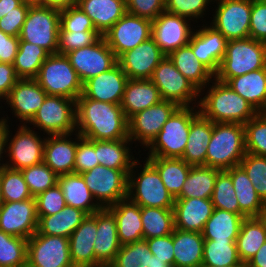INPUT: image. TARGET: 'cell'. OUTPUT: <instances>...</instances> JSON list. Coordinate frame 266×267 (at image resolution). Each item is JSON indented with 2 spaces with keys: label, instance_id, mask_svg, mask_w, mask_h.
<instances>
[{
  "label": "cell",
  "instance_id": "1",
  "mask_svg": "<svg viewBox=\"0 0 266 267\" xmlns=\"http://www.w3.org/2000/svg\"><path fill=\"white\" fill-rule=\"evenodd\" d=\"M76 132L88 140L129 139L128 119L120 104L81 94L76 100Z\"/></svg>",
  "mask_w": 266,
  "mask_h": 267
},
{
  "label": "cell",
  "instance_id": "2",
  "mask_svg": "<svg viewBox=\"0 0 266 267\" xmlns=\"http://www.w3.org/2000/svg\"><path fill=\"white\" fill-rule=\"evenodd\" d=\"M211 83L212 85L208 84L205 87L208 88L205 96L199 98L198 108L205 118L213 123L229 122L244 125L258 113L227 83L218 81L216 78H213Z\"/></svg>",
  "mask_w": 266,
  "mask_h": 267
},
{
  "label": "cell",
  "instance_id": "3",
  "mask_svg": "<svg viewBox=\"0 0 266 267\" xmlns=\"http://www.w3.org/2000/svg\"><path fill=\"white\" fill-rule=\"evenodd\" d=\"M246 154L245 130L240 123H213L206 166L222 170L239 166Z\"/></svg>",
  "mask_w": 266,
  "mask_h": 267
},
{
  "label": "cell",
  "instance_id": "4",
  "mask_svg": "<svg viewBox=\"0 0 266 267\" xmlns=\"http://www.w3.org/2000/svg\"><path fill=\"white\" fill-rule=\"evenodd\" d=\"M144 162L142 167L136 157L132 165L128 174V198L140 207L173 208L175 198L166 189L157 169L147 159Z\"/></svg>",
  "mask_w": 266,
  "mask_h": 267
},
{
  "label": "cell",
  "instance_id": "5",
  "mask_svg": "<svg viewBox=\"0 0 266 267\" xmlns=\"http://www.w3.org/2000/svg\"><path fill=\"white\" fill-rule=\"evenodd\" d=\"M266 68V45L252 38L228 40L226 53L215 78L227 83L231 78Z\"/></svg>",
  "mask_w": 266,
  "mask_h": 267
},
{
  "label": "cell",
  "instance_id": "6",
  "mask_svg": "<svg viewBox=\"0 0 266 267\" xmlns=\"http://www.w3.org/2000/svg\"><path fill=\"white\" fill-rule=\"evenodd\" d=\"M199 113L198 106L178 107L146 147V150L149 149L147 156L181 158L188 141L191 121Z\"/></svg>",
  "mask_w": 266,
  "mask_h": 267
},
{
  "label": "cell",
  "instance_id": "7",
  "mask_svg": "<svg viewBox=\"0 0 266 267\" xmlns=\"http://www.w3.org/2000/svg\"><path fill=\"white\" fill-rule=\"evenodd\" d=\"M34 79L47 95L77 100L83 92V84L66 55L50 54Z\"/></svg>",
  "mask_w": 266,
  "mask_h": 267
},
{
  "label": "cell",
  "instance_id": "8",
  "mask_svg": "<svg viewBox=\"0 0 266 267\" xmlns=\"http://www.w3.org/2000/svg\"><path fill=\"white\" fill-rule=\"evenodd\" d=\"M60 30V9L30 5L19 39L36 44L49 54H57Z\"/></svg>",
  "mask_w": 266,
  "mask_h": 267
},
{
  "label": "cell",
  "instance_id": "9",
  "mask_svg": "<svg viewBox=\"0 0 266 267\" xmlns=\"http://www.w3.org/2000/svg\"><path fill=\"white\" fill-rule=\"evenodd\" d=\"M28 125L47 135H65L76 132V100L47 95Z\"/></svg>",
  "mask_w": 266,
  "mask_h": 267
},
{
  "label": "cell",
  "instance_id": "10",
  "mask_svg": "<svg viewBox=\"0 0 266 267\" xmlns=\"http://www.w3.org/2000/svg\"><path fill=\"white\" fill-rule=\"evenodd\" d=\"M150 80L158 88L163 100L172 101L179 107H190V104L191 107L198 106V99L204 94L176 69L168 56L155 68Z\"/></svg>",
  "mask_w": 266,
  "mask_h": 267
},
{
  "label": "cell",
  "instance_id": "11",
  "mask_svg": "<svg viewBox=\"0 0 266 267\" xmlns=\"http://www.w3.org/2000/svg\"><path fill=\"white\" fill-rule=\"evenodd\" d=\"M129 172L98 165L81 173V176L97 203L102 208H108L128 197Z\"/></svg>",
  "mask_w": 266,
  "mask_h": 267
},
{
  "label": "cell",
  "instance_id": "12",
  "mask_svg": "<svg viewBox=\"0 0 266 267\" xmlns=\"http://www.w3.org/2000/svg\"><path fill=\"white\" fill-rule=\"evenodd\" d=\"M9 127L11 126L7 124V156L4 157H8L7 160L9 161L6 160V166L11 169L22 170L43 162L46 137L43 138L38 135L37 131H34L27 124L18 126L15 135L12 136Z\"/></svg>",
  "mask_w": 266,
  "mask_h": 267
},
{
  "label": "cell",
  "instance_id": "13",
  "mask_svg": "<svg viewBox=\"0 0 266 267\" xmlns=\"http://www.w3.org/2000/svg\"><path fill=\"white\" fill-rule=\"evenodd\" d=\"M217 8L211 23L227 40L249 37L252 0H213Z\"/></svg>",
  "mask_w": 266,
  "mask_h": 267
},
{
  "label": "cell",
  "instance_id": "14",
  "mask_svg": "<svg viewBox=\"0 0 266 267\" xmlns=\"http://www.w3.org/2000/svg\"><path fill=\"white\" fill-rule=\"evenodd\" d=\"M152 20L125 13L102 36L118 59L126 51L148 40L152 34Z\"/></svg>",
  "mask_w": 266,
  "mask_h": 267
},
{
  "label": "cell",
  "instance_id": "15",
  "mask_svg": "<svg viewBox=\"0 0 266 267\" xmlns=\"http://www.w3.org/2000/svg\"><path fill=\"white\" fill-rule=\"evenodd\" d=\"M27 263L32 267H74L69 238L43 235L36 231L28 239Z\"/></svg>",
  "mask_w": 266,
  "mask_h": 267
},
{
  "label": "cell",
  "instance_id": "16",
  "mask_svg": "<svg viewBox=\"0 0 266 267\" xmlns=\"http://www.w3.org/2000/svg\"><path fill=\"white\" fill-rule=\"evenodd\" d=\"M66 57L82 84L118 63L114 51L107 45L103 36L92 45L70 51Z\"/></svg>",
  "mask_w": 266,
  "mask_h": 267
},
{
  "label": "cell",
  "instance_id": "17",
  "mask_svg": "<svg viewBox=\"0 0 266 267\" xmlns=\"http://www.w3.org/2000/svg\"><path fill=\"white\" fill-rule=\"evenodd\" d=\"M179 106L172 102L162 100L160 103L150 106L136 113L128 119V134L132 143L139 142L146 147L162 130L163 125Z\"/></svg>",
  "mask_w": 266,
  "mask_h": 267
},
{
  "label": "cell",
  "instance_id": "18",
  "mask_svg": "<svg viewBox=\"0 0 266 267\" xmlns=\"http://www.w3.org/2000/svg\"><path fill=\"white\" fill-rule=\"evenodd\" d=\"M191 22L186 17L165 10L152 20L151 37L168 56L171 52L189 44L195 30Z\"/></svg>",
  "mask_w": 266,
  "mask_h": 267
},
{
  "label": "cell",
  "instance_id": "19",
  "mask_svg": "<svg viewBox=\"0 0 266 267\" xmlns=\"http://www.w3.org/2000/svg\"><path fill=\"white\" fill-rule=\"evenodd\" d=\"M38 226L35 198L25 201L3 202L0 208V230L29 239Z\"/></svg>",
  "mask_w": 266,
  "mask_h": 267
},
{
  "label": "cell",
  "instance_id": "20",
  "mask_svg": "<svg viewBox=\"0 0 266 267\" xmlns=\"http://www.w3.org/2000/svg\"><path fill=\"white\" fill-rule=\"evenodd\" d=\"M165 56L158 44L150 37L134 49L123 53L117 62L128 79H150Z\"/></svg>",
  "mask_w": 266,
  "mask_h": 267
},
{
  "label": "cell",
  "instance_id": "21",
  "mask_svg": "<svg viewBox=\"0 0 266 267\" xmlns=\"http://www.w3.org/2000/svg\"><path fill=\"white\" fill-rule=\"evenodd\" d=\"M227 41L221 32L203 23L200 29L194 30L188 45L197 60L215 75L225 56Z\"/></svg>",
  "mask_w": 266,
  "mask_h": 267
},
{
  "label": "cell",
  "instance_id": "22",
  "mask_svg": "<svg viewBox=\"0 0 266 267\" xmlns=\"http://www.w3.org/2000/svg\"><path fill=\"white\" fill-rule=\"evenodd\" d=\"M47 96L35 79H19L7 96L6 103L19 124H28Z\"/></svg>",
  "mask_w": 266,
  "mask_h": 267
},
{
  "label": "cell",
  "instance_id": "23",
  "mask_svg": "<svg viewBox=\"0 0 266 267\" xmlns=\"http://www.w3.org/2000/svg\"><path fill=\"white\" fill-rule=\"evenodd\" d=\"M128 77L117 63L83 84L82 94L89 99L112 104H120Z\"/></svg>",
  "mask_w": 266,
  "mask_h": 267
},
{
  "label": "cell",
  "instance_id": "24",
  "mask_svg": "<svg viewBox=\"0 0 266 267\" xmlns=\"http://www.w3.org/2000/svg\"><path fill=\"white\" fill-rule=\"evenodd\" d=\"M72 135H76L75 139L71 137ZM81 138L82 136L78 132L65 135H47L44 143L43 162L58 176L74 173L77 142Z\"/></svg>",
  "mask_w": 266,
  "mask_h": 267
},
{
  "label": "cell",
  "instance_id": "25",
  "mask_svg": "<svg viewBox=\"0 0 266 267\" xmlns=\"http://www.w3.org/2000/svg\"><path fill=\"white\" fill-rule=\"evenodd\" d=\"M213 209L211 199L175 198L174 227L182 231L202 233Z\"/></svg>",
  "mask_w": 266,
  "mask_h": 267
},
{
  "label": "cell",
  "instance_id": "26",
  "mask_svg": "<svg viewBox=\"0 0 266 267\" xmlns=\"http://www.w3.org/2000/svg\"><path fill=\"white\" fill-rule=\"evenodd\" d=\"M120 247L114 215L107 208H102L97 211V231L93 248L95 267L108 266Z\"/></svg>",
  "mask_w": 266,
  "mask_h": 267
},
{
  "label": "cell",
  "instance_id": "27",
  "mask_svg": "<svg viewBox=\"0 0 266 267\" xmlns=\"http://www.w3.org/2000/svg\"><path fill=\"white\" fill-rule=\"evenodd\" d=\"M97 212L87 215L69 237L70 256L74 267H95L94 241Z\"/></svg>",
  "mask_w": 266,
  "mask_h": 267
},
{
  "label": "cell",
  "instance_id": "28",
  "mask_svg": "<svg viewBox=\"0 0 266 267\" xmlns=\"http://www.w3.org/2000/svg\"><path fill=\"white\" fill-rule=\"evenodd\" d=\"M116 220L118 239L121 245L141 241L143 227L141 207L128 197L107 208Z\"/></svg>",
  "mask_w": 266,
  "mask_h": 267
},
{
  "label": "cell",
  "instance_id": "29",
  "mask_svg": "<svg viewBox=\"0 0 266 267\" xmlns=\"http://www.w3.org/2000/svg\"><path fill=\"white\" fill-rule=\"evenodd\" d=\"M158 88L150 79H128L120 106L127 119L162 101Z\"/></svg>",
  "mask_w": 266,
  "mask_h": 267
},
{
  "label": "cell",
  "instance_id": "30",
  "mask_svg": "<svg viewBox=\"0 0 266 267\" xmlns=\"http://www.w3.org/2000/svg\"><path fill=\"white\" fill-rule=\"evenodd\" d=\"M213 122L199 113L192 121L182 159L191 166H206L207 147Z\"/></svg>",
  "mask_w": 266,
  "mask_h": 267
},
{
  "label": "cell",
  "instance_id": "31",
  "mask_svg": "<svg viewBox=\"0 0 266 267\" xmlns=\"http://www.w3.org/2000/svg\"><path fill=\"white\" fill-rule=\"evenodd\" d=\"M77 6L91 18L101 35L127 12L126 0H77Z\"/></svg>",
  "mask_w": 266,
  "mask_h": 267
},
{
  "label": "cell",
  "instance_id": "32",
  "mask_svg": "<svg viewBox=\"0 0 266 267\" xmlns=\"http://www.w3.org/2000/svg\"><path fill=\"white\" fill-rule=\"evenodd\" d=\"M174 267H201L204 238L202 233L173 230Z\"/></svg>",
  "mask_w": 266,
  "mask_h": 267
},
{
  "label": "cell",
  "instance_id": "33",
  "mask_svg": "<svg viewBox=\"0 0 266 267\" xmlns=\"http://www.w3.org/2000/svg\"><path fill=\"white\" fill-rule=\"evenodd\" d=\"M58 185L62 189L66 205L80 209L87 215H92L102 209L88 189L81 174L60 175L58 176Z\"/></svg>",
  "mask_w": 266,
  "mask_h": 267
},
{
  "label": "cell",
  "instance_id": "34",
  "mask_svg": "<svg viewBox=\"0 0 266 267\" xmlns=\"http://www.w3.org/2000/svg\"><path fill=\"white\" fill-rule=\"evenodd\" d=\"M227 84L250 103L257 112L264 113L266 106V68L231 78Z\"/></svg>",
  "mask_w": 266,
  "mask_h": 267
},
{
  "label": "cell",
  "instance_id": "35",
  "mask_svg": "<svg viewBox=\"0 0 266 267\" xmlns=\"http://www.w3.org/2000/svg\"><path fill=\"white\" fill-rule=\"evenodd\" d=\"M168 57L191 83L202 93L205 87L215 78V75L201 62L193 53L192 48L187 44L171 52Z\"/></svg>",
  "mask_w": 266,
  "mask_h": 267
},
{
  "label": "cell",
  "instance_id": "36",
  "mask_svg": "<svg viewBox=\"0 0 266 267\" xmlns=\"http://www.w3.org/2000/svg\"><path fill=\"white\" fill-rule=\"evenodd\" d=\"M86 216L84 211L66 205L60 212L53 215L38 216L37 232L48 236L69 238Z\"/></svg>",
  "mask_w": 266,
  "mask_h": 267
},
{
  "label": "cell",
  "instance_id": "37",
  "mask_svg": "<svg viewBox=\"0 0 266 267\" xmlns=\"http://www.w3.org/2000/svg\"><path fill=\"white\" fill-rule=\"evenodd\" d=\"M226 171L230 174L240 210L247 217H261L266 204L255 191L246 172L240 166L229 168Z\"/></svg>",
  "mask_w": 266,
  "mask_h": 267
},
{
  "label": "cell",
  "instance_id": "38",
  "mask_svg": "<svg viewBox=\"0 0 266 267\" xmlns=\"http://www.w3.org/2000/svg\"><path fill=\"white\" fill-rule=\"evenodd\" d=\"M243 219L239 214L214 208L205 223L202 236L213 241H236Z\"/></svg>",
  "mask_w": 266,
  "mask_h": 267
},
{
  "label": "cell",
  "instance_id": "39",
  "mask_svg": "<svg viewBox=\"0 0 266 267\" xmlns=\"http://www.w3.org/2000/svg\"><path fill=\"white\" fill-rule=\"evenodd\" d=\"M266 242V222L262 217L243 219L236 239L238 256L246 264Z\"/></svg>",
  "mask_w": 266,
  "mask_h": 267
},
{
  "label": "cell",
  "instance_id": "40",
  "mask_svg": "<svg viewBox=\"0 0 266 267\" xmlns=\"http://www.w3.org/2000/svg\"><path fill=\"white\" fill-rule=\"evenodd\" d=\"M130 139L97 140V159L99 165L110 169L131 170L136 160L131 153Z\"/></svg>",
  "mask_w": 266,
  "mask_h": 267
},
{
  "label": "cell",
  "instance_id": "41",
  "mask_svg": "<svg viewBox=\"0 0 266 267\" xmlns=\"http://www.w3.org/2000/svg\"><path fill=\"white\" fill-rule=\"evenodd\" d=\"M158 171L166 189L176 198L190 172L191 165L182 158L146 157Z\"/></svg>",
  "mask_w": 266,
  "mask_h": 267
},
{
  "label": "cell",
  "instance_id": "42",
  "mask_svg": "<svg viewBox=\"0 0 266 267\" xmlns=\"http://www.w3.org/2000/svg\"><path fill=\"white\" fill-rule=\"evenodd\" d=\"M219 171L208 166H191L181 193L176 198L211 199Z\"/></svg>",
  "mask_w": 266,
  "mask_h": 267
},
{
  "label": "cell",
  "instance_id": "43",
  "mask_svg": "<svg viewBox=\"0 0 266 267\" xmlns=\"http://www.w3.org/2000/svg\"><path fill=\"white\" fill-rule=\"evenodd\" d=\"M141 222L144 240L170 235L175 228L173 208L141 207Z\"/></svg>",
  "mask_w": 266,
  "mask_h": 267
},
{
  "label": "cell",
  "instance_id": "44",
  "mask_svg": "<svg viewBox=\"0 0 266 267\" xmlns=\"http://www.w3.org/2000/svg\"><path fill=\"white\" fill-rule=\"evenodd\" d=\"M50 54L36 44L20 41L13 66L20 79H34Z\"/></svg>",
  "mask_w": 266,
  "mask_h": 267
},
{
  "label": "cell",
  "instance_id": "45",
  "mask_svg": "<svg viewBox=\"0 0 266 267\" xmlns=\"http://www.w3.org/2000/svg\"><path fill=\"white\" fill-rule=\"evenodd\" d=\"M202 266H246L238 256L236 241L204 239Z\"/></svg>",
  "mask_w": 266,
  "mask_h": 267
},
{
  "label": "cell",
  "instance_id": "46",
  "mask_svg": "<svg viewBox=\"0 0 266 267\" xmlns=\"http://www.w3.org/2000/svg\"><path fill=\"white\" fill-rule=\"evenodd\" d=\"M214 208L247 216L240 210L230 174L226 170L218 172L211 197Z\"/></svg>",
  "mask_w": 266,
  "mask_h": 267
},
{
  "label": "cell",
  "instance_id": "47",
  "mask_svg": "<svg viewBox=\"0 0 266 267\" xmlns=\"http://www.w3.org/2000/svg\"><path fill=\"white\" fill-rule=\"evenodd\" d=\"M0 186L3 202L25 201L35 198L24 181L21 170L7 166L0 169Z\"/></svg>",
  "mask_w": 266,
  "mask_h": 267
},
{
  "label": "cell",
  "instance_id": "48",
  "mask_svg": "<svg viewBox=\"0 0 266 267\" xmlns=\"http://www.w3.org/2000/svg\"><path fill=\"white\" fill-rule=\"evenodd\" d=\"M28 239L0 230V267H21L27 263Z\"/></svg>",
  "mask_w": 266,
  "mask_h": 267
},
{
  "label": "cell",
  "instance_id": "49",
  "mask_svg": "<svg viewBox=\"0 0 266 267\" xmlns=\"http://www.w3.org/2000/svg\"><path fill=\"white\" fill-rule=\"evenodd\" d=\"M153 254L146 240L121 245L109 267H148Z\"/></svg>",
  "mask_w": 266,
  "mask_h": 267
},
{
  "label": "cell",
  "instance_id": "50",
  "mask_svg": "<svg viewBox=\"0 0 266 267\" xmlns=\"http://www.w3.org/2000/svg\"><path fill=\"white\" fill-rule=\"evenodd\" d=\"M246 153L266 156V114L258 112L244 124Z\"/></svg>",
  "mask_w": 266,
  "mask_h": 267
},
{
  "label": "cell",
  "instance_id": "51",
  "mask_svg": "<svg viewBox=\"0 0 266 267\" xmlns=\"http://www.w3.org/2000/svg\"><path fill=\"white\" fill-rule=\"evenodd\" d=\"M21 173L33 197L58 183V175L44 162L24 168Z\"/></svg>",
  "mask_w": 266,
  "mask_h": 267
},
{
  "label": "cell",
  "instance_id": "52",
  "mask_svg": "<svg viewBox=\"0 0 266 267\" xmlns=\"http://www.w3.org/2000/svg\"><path fill=\"white\" fill-rule=\"evenodd\" d=\"M239 166L246 172L255 191L266 204V156L246 153Z\"/></svg>",
  "mask_w": 266,
  "mask_h": 267
},
{
  "label": "cell",
  "instance_id": "53",
  "mask_svg": "<svg viewBox=\"0 0 266 267\" xmlns=\"http://www.w3.org/2000/svg\"><path fill=\"white\" fill-rule=\"evenodd\" d=\"M101 37L98 31H59L57 54L66 55L72 50L92 45Z\"/></svg>",
  "mask_w": 266,
  "mask_h": 267
},
{
  "label": "cell",
  "instance_id": "54",
  "mask_svg": "<svg viewBox=\"0 0 266 267\" xmlns=\"http://www.w3.org/2000/svg\"><path fill=\"white\" fill-rule=\"evenodd\" d=\"M210 2L213 0H165V10L196 22L209 12Z\"/></svg>",
  "mask_w": 266,
  "mask_h": 267
},
{
  "label": "cell",
  "instance_id": "55",
  "mask_svg": "<svg viewBox=\"0 0 266 267\" xmlns=\"http://www.w3.org/2000/svg\"><path fill=\"white\" fill-rule=\"evenodd\" d=\"M59 31H97L91 18L77 5L60 10Z\"/></svg>",
  "mask_w": 266,
  "mask_h": 267
},
{
  "label": "cell",
  "instance_id": "56",
  "mask_svg": "<svg viewBox=\"0 0 266 267\" xmlns=\"http://www.w3.org/2000/svg\"><path fill=\"white\" fill-rule=\"evenodd\" d=\"M35 200L37 216L53 215L60 212L66 206L62 189L58 183L54 187L38 194Z\"/></svg>",
  "mask_w": 266,
  "mask_h": 267
},
{
  "label": "cell",
  "instance_id": "57",
  "mask_svg": "<svg viewBox=\"0 0 266 267\" xmlns=\"http://www.w3.org/2000/svg\"><path fill=\"white\" fill-rule=\"evenodd\" d=\"M98 165L97 140H88L82 137L77 142L74 173L81 174Z\"/></svg>",
  "mask_w": 266,
  "mask_h": 267
},
{
  "label": "cell",
  "instance_id": "58",
  "mask_svg": "<svg viewBox=\"0 0 266 267\" xmlns=\"http://www.w3.org/2000/svg\"><path fill=\"white\" fill-rule=\"evenodd\" d=\"M249 38L266 43V0H252Z\"/></svg>",
  "mask_w": 266,
  "mask_h": 267
},
{
  "label": "cell",
  "instance_id": "59",
  "mask_svg": "<svg viewBox=\"0 0 266 267\" xmlns=\"http://www.w3.org/2000/svg\"><path fill=\"white\" fill-rule=\"evenodd\" d=\"M127 13L154 20L165 11V0H126Z\"/></svg>",
  "mask_w": 266,
  "mask_h": 267
},
{
  "label": "cell",
  "instance_id": "60",
  "mask_svg": "<svg viewBox=\"0 0 266 267\" xmlns=\"http://www.w3.org/2000/svg\"><path fill=\"white\" fill-rule=\"evenodd\" d=\"M30 5L31 4L23 1L16 7V11H11L2 17L0 19V30L10 36L19 37Z\"/></svg>",
  "mask_w": 266,
  "mask_h": 267
},
{
  "label": "cell",
  "instance_id": "61",
  "mask_svg": "<svg viewBox=\"0 0 266 267\" xmlns=\"http://www.w3.org/2000/svg\"><path fill=\"white\" fill-rule=\"evenodd\" d=\"M150 252L157 259L174 267V248H173V233L162 237H154L145 239Z\"/></svg>",
  "mask_w": 266,
  "mask_h": 267
},
{
  "label": "cell",
  "instance_id": "62",
  "mask_svg": "<svg viewBox=\"0 0 266 267\" xmlns=\"http://www.w3.org/2000/svg\"><path fill=\"white\" fill-rule=\"evenodd\" d=\"M19 43V37L10 36L0 30V63H14Z\"/></svg>",
  "mask_w": 266,
  "mask_h": 267
},
{
  "label": "cell",
  "instance_id": "63",
  "mask_svg": "<svg viewBox=\"0 0 266 267\" xmlns=\"http://www.w3.org/2000/svg\"><path fill=\"white\" fill-rule=\"evenodd\" d=\"M20 78L15 72L13 64L0 63V99L3 101Z\"/></svg>",
  "mask_w": 266,
  "mask_h": 267
},
{
  "label": "cell",
  "instance_id": "64",
  "mask_svg": "<svg viewBox=\"0 0 266 267\" xmlns=\"http://www.w3.org/2000/svg\"><path fill=\"white\" fill-rule=\"evenodd\" d=\"M245 265L246 267H266V242Z\"/></svg>",
  "mask_w": 266,
  "mask_h": 267
},
{
  "label": "cell",
  "instance_id": "65",
  "mask_svg": "<svg viewBox=\"0 0 266 267\" xmlns=\"http://www.w3.org/2000/svg\"><path fill=\"white\" fill-rule=\"evenodd\" d=\"M23 0H0V19L11 11H16Z\"/></svg>",
  "mask_w": 266,
  "mask_h": 267
},
{
  "label": "cell",
  "instance_id": "66",
  "mask_svg": "<svg viewBox=\"0 0 266 267\" xmlns=\"http://www.w3.org/2000/svg\"><path fill=\"white\" fill-rule=\"evenodd\" d=\"M6 140H7V123L3 126H0V161H2V163L0 162V169L6 166V163H4L5 161L2 160L4 158L3 156L6 153Z\"/></svg>",
  "mask_w": 266,
  "mask_h": 267
},
{
  "label": "cell",
  "instance_id": "67",
  "mask_svg": "<svg viewBox=\"0 0 266 267\" xmlns=\"http://www.w3.org/2000/svg\"><path fill=\"white\" fill-rule=\"evenodd\" d=\"M77 5V0H44V6L64 9Z\"/></svg>",
  "mask_w": 266,
  "mask_h": 267
},
{
  "label": "cell",
  "instance_id": "68",
  "mask_svg": "<svg viewBox=\"0 0 266 267\" xmlns=\"http://www.w3.org/2000/svg\"><path fill=\"white\" fill-rule=\"evenodd\" d=\"M148 267H170L168 264L162 262L161 260L157 259L154 255L151 256V262Z\"/></svg>",
  "mask_w": 266,
  "mask_h": 267
},
{
  "label": "cell",
  "instance_id": "69",
  "mask_svg": "<svg viewBox=\"0 0 266 267\" xmlns=\"http://www.w3.org/2000/svg\"><path fill=\"white\" fill-rule=\"evenodd\" d=\"M23 1L26 2V3H29L31 5L40 4V5L44 6V0H23Z\"/></svg>",
  "mask_w": 266,
  "mask_h": 267
},
{
  "label": "cell",
  "instance_id": "70",
  "mask_svg": "<svg viewBox=\"0 0 266 267\" xmlns=\"http://www.w3.org/2000/svg\"><path fill=\"white\" fill-rule=\"evenodd\" d=\"M0 101H2V100H0ZM7 117H1L0 118V126H3V125H5L6 123L7 124H11V123H8V122H10V121H8L9 120V117H8V115H6Z\"/></svg>",
  "mask_w": 266,
  "mask_h": 267
},
{
  "label": "cell",
  "instance_id": "71",
  "mask_svg": "<svg viewBox=\"0 0 266 267\" xmlns=\"http://www.w3.org/2000/svg\"><path fill=\"white\" fill-rule=\"evenodd\" d=\"M2 205H3V199H2L1 186H0V208Z\"/></svg>",
  "mask_w": 266,
  "mask_h": 267
},
{
  "label": "cell",
  "instance_id": "72",
  "mask_svg": "<svg viewBox=\"0 0 266 267\" xmlns=\"http://www.w3.org/2000/svg\"><path fill=\"white\" fill-rule=\"evenodd\" d=\"M261 217H262V218L265 220V222H266V206H265V209H264L263 214H262Z\"/></svg>",
  "mask_w": 266,
  "mask_h": 267
},
{
  "label": "cell",
  "instance_id": "73",
  "mask_svg": "<svg viewBox=\"0 0 266 267\" xmlns=\"http://www.w3.org/2000/svg\"><path fill=\"white\" fill-rule=\"evenodd\" d=\"M201 267H213V266H201ZM216 267H218V266H216ZM227 267H246V266H227Z\"/></svg>",
  "mask_w": 266,
  "mask_h": 267
},
{
  "label": "cell",
  "instance_id": "74",
  "mask_svg": "<svg viewBox=\"0 0 266 267\" xmlns=\"http://www.w3.org/2000/svg\"><path fill=\"white\" fill-rule=\"evenodd\" d=\"M21 267H32V266H30L28 263H26V264L22 265Z\"/></svg>",
  "mask_w": 266,
  "mask_h": 267
}]
</instances>
